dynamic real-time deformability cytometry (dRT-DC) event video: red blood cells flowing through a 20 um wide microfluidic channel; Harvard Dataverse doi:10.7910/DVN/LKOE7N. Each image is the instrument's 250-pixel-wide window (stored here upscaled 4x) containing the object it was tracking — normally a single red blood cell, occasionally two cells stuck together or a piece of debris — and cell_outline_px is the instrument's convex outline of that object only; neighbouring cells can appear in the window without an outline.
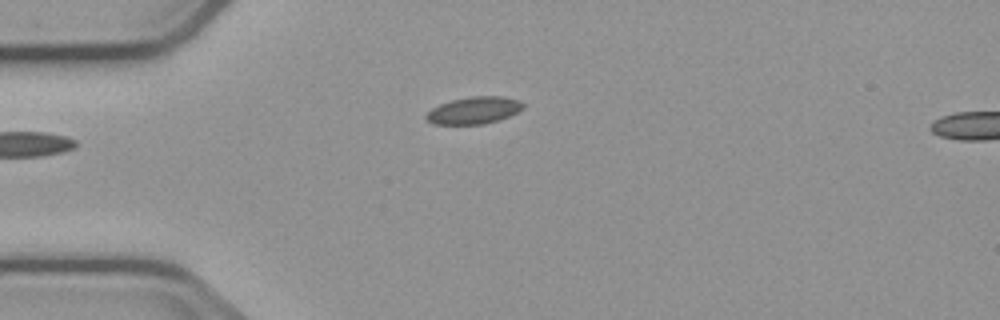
{"species": "common noctule bat (a hibernating species)", "species_latin": "Nyctalus noctula", "temperature_condition": "cold", "stored_images_in_passage": 3, "camera_frame_rate_fps": 3000, "um_per_image_px": 0.085, "animal": {"sex": "male", "body_mass_g": 23.1, "forearm_length_mm": 52.7}, "frame": {"image": 1, "passage_image": 1, "time_ms": 0.0, "image_size_px": [1000, 320], "cell_outline_px": [[524, 108], [508, 116], [484, 124], [432, 124], [424, 116], [432, 108], [440, 104], [452, 100], [472, 96], [504, 96], [520, 100], [524, 104]], "centroid_in_image_um": [40.29, 9.37], "position_along_channel_um": 44.7, "area_um2": 15.2}}
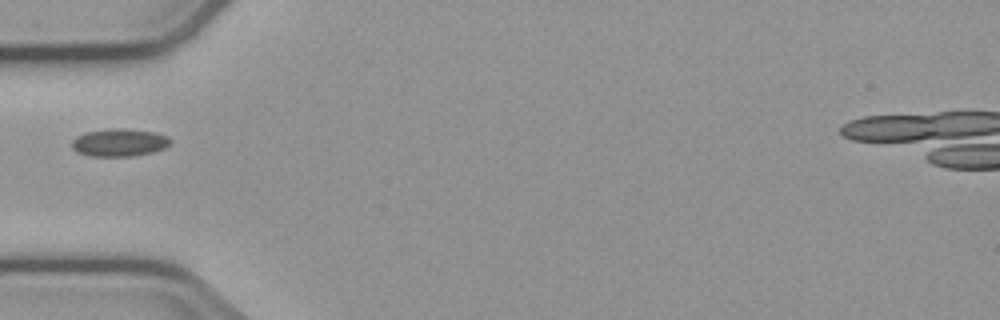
{"frame": {"image": 2, "passage_image": 2, "time_ms": 1.333, "image_size_px": [1000, 320], "cell_outline_px": [[172, 140], [164, 148], [152, 152], [132, 156], [88, 156], [76, 152], [72, 148], [72, 140], [76, 136], [84, 132], [108, 128], [124, 128], [156, 132], [168, 136]], "centroid_in_image_um": [10.11, 12.1], "position_along_channel_um": 74.9, "area_um2": 16.13}}
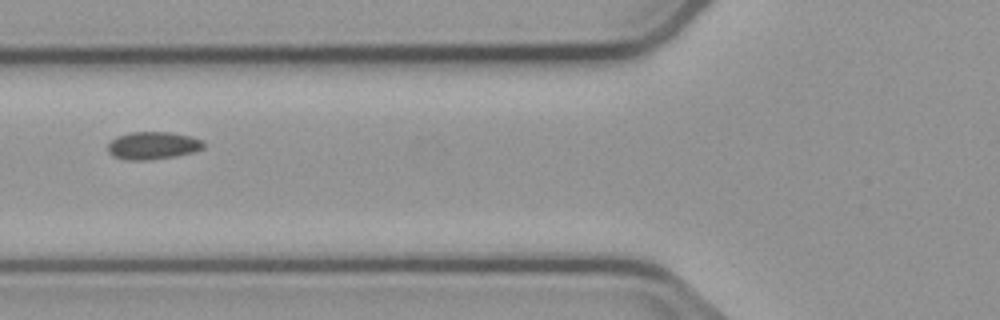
{"frame": {"image": 3, "passage_image": 3, "time_ms": 2.333, "image_size_px": [1000, 320], "cell_outline_px": [[204, 148], [192, 152], [172, 156], [148, 160], [128, 160], [112, 156], [108, 152], [108, 144], [116, 136], [132, 132], [172, 132], [192, 136], [204, 140]], "centroid_in_image_um": [13.0, 12.36], "position_along_channel_um": 112.8, "area_um2": 15.43}}